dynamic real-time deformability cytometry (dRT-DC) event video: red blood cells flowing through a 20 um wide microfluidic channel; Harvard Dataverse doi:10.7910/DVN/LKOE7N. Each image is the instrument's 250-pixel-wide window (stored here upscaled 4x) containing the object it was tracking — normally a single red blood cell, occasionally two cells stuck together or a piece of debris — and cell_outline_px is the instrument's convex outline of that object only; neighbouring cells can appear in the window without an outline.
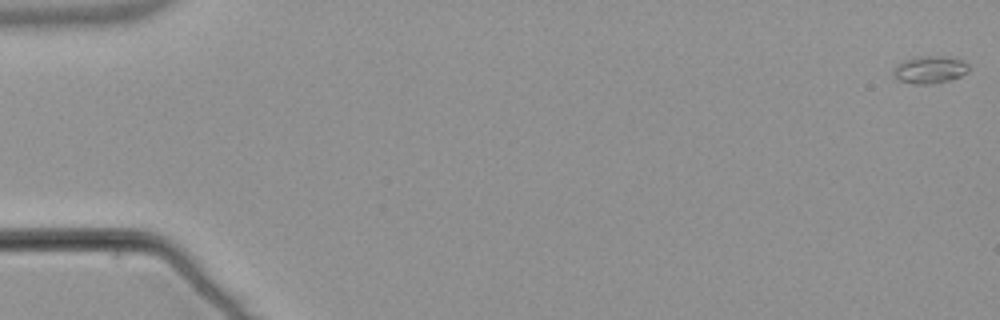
{"species": "common noctule bat (a hibernating species)", "species_latin": "Nyctalus noctula", "temperature_condition": "warm", "stored_images_in_passage": 55, "camera_frame_rate_fps": 3000, "um_per_image_px": 0.085, "animal": {"sex": "male", "body_mass_g": 21.5, "forearm_length_mm": 52.0}, "frame": {"image": 1, "passage_image": 1, "time_ms": 0.0, "image_size_px": [1000, 320], "cell_outline_px": [[968, 72], [960, 76], [948, 80], [932, 84], [916, 84], [900, 80], [892, 76], [892, 72], [896, 64], [904, 60], [920, 56], [940, 56], [964, 60], [968, 64]], "centroid_in_image_um": [79.01, 5.92], "position_along_channel_um": 6.0, "area_um2": 12.02}}